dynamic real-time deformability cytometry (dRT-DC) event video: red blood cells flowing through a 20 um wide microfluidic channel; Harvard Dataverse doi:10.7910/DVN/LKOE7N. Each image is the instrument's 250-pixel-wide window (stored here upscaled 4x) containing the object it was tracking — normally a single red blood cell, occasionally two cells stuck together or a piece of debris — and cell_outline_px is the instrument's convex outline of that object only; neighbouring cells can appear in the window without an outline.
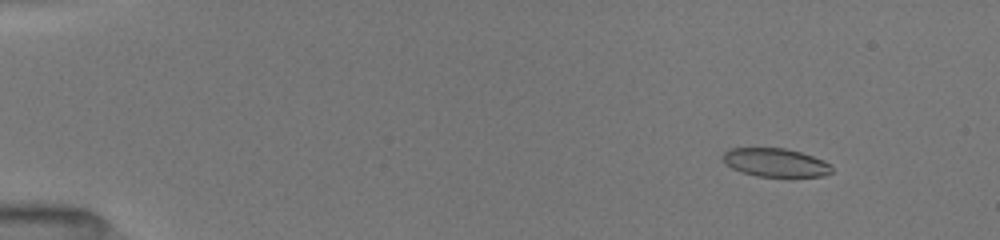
{"species": "common noctule bat (a hibernating species)", "species_latin": "Nyctalus noctula", "temperature_condition": "room temperature", "stored_images_in_passage": 37, "camera_frame_rate_fps": 3000, "um_per_image_px": 0.085, "animal": {"sex": "female", "body_mass_g": 19.5, "forearm_length_mm": 54.1}, "frame": {"image": 1, "passage_image": 6, "time_ms": 2.0, "image_size_px": [1000, 240], "cell_outline_px": [[832, 172], [824, 176], [792, 180], [756, 176], [740, 172], [724, 164], [724, 152], [728, 148], [784, 148], [800, 152], [824, 160], [832, 164]], "centroid_in_image_um": [65.98, 13.88], "position_along_channel_um": 19.0, "area_um2": 19.07}}
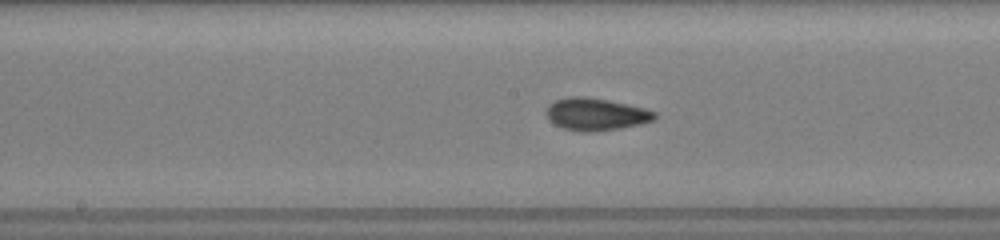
{"frame": {"image": 2, "passage_image": 18, "time_ms": 9.333, "image_size_px": [1000, 240], "cell_outline_px": [[656, 120], [640, 124], [620, 128], [592, 132], [580, 132], [564, 128], [548, 120], [544, 112], [548, 104], [556, 100], [568, 96], [584, 96], [608, 100], [644, 108], [656, 112]], "centroid_in_image_um": [50.62, 9.71], "position_along_channel_um": 197.6, "area_um2": 20.58}}
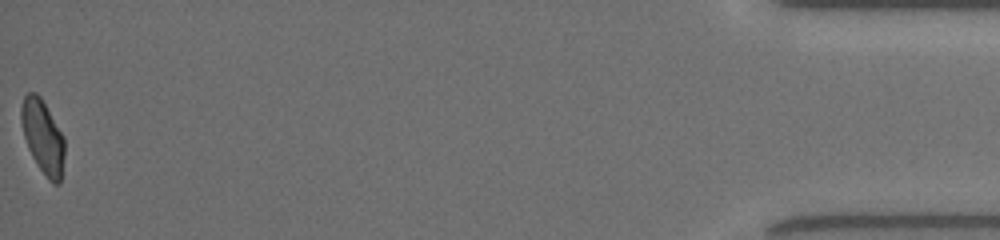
{"frame": {"image": 3, "passage_image": 37, "time_ms": 17.333, "image_size_px": [1000, 240], "cell_outline_px": [[64, 156], [60, 184], [52, 184], [48, 180], [36, 164], [28, 148], [24, 136], [20, 120], [20, 108], [24, 96], [28, 92], [36, 92], [40, 96], [64, 136]], "centroid_in_image_um": [3.63, 11.63], "position_along_channel_um": 431.6, "area_um2": 18.73}, "authors_computed_cell_mechanics": {"area_um2": 19.1318, "velocity_mm_per_s": 4.0295, "shape_relaxation_time_tau1_ms": 6.9923, "shape_relaxation_time_tau2_ms": 2.5291, "deformation_change_tau1": 0.1687, "deformation_change_tau2": 0.0299}}